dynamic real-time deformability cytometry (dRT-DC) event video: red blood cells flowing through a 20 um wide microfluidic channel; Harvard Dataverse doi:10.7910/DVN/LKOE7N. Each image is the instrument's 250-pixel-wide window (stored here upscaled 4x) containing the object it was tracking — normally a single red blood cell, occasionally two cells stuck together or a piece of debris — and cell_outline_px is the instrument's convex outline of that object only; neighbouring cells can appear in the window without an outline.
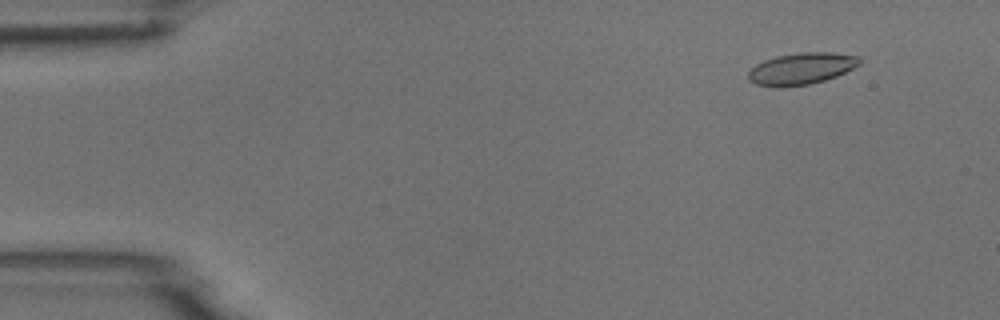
{"species": "common noctule bat (a hibernating species)", "species_latin": "Nyctalus noctula", "temperature_condition": "room temperature", "stored_images_in_passage": 5, "camera_frame_rate_fps": 3000, "um_per_image_px": 0.085, "animal": {"sex": "male", "body_mass_g": 18.8}, "frame": {"image": 1, "passage_image": 2, "time_ms": 1.0, "image_size_px": [1000, 320], "cell_outline_px": [[860, 64], [836, 76], [812, 84], [756, 84], [748, 80], [748, 72], [756, 64], [764, 60], [776, 56], [800, 52], [832, 52], [860, 56]], "centroid_in_image_um": [68.16, 5.78], "position_along_channel_um": 16.8, "area_um2": 19.88}}
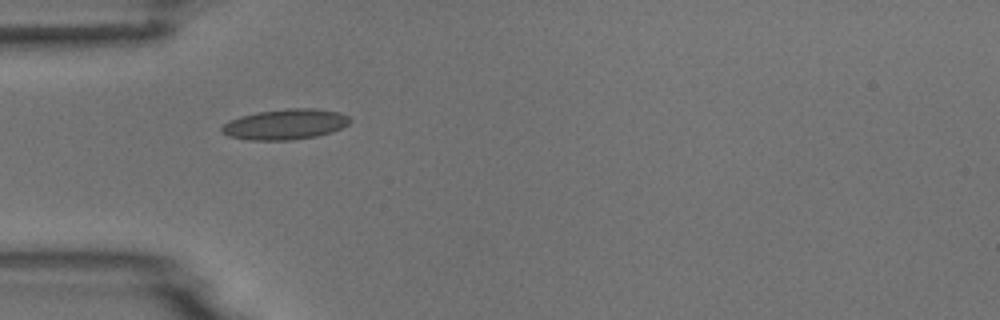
{"frame": {"image": 2, "passage_image": 5, "time_ms": 4.667, "image_size_px": [1000, 320], "cell_outline_px": [[352, 120], [348, 124], [332, 132], [316, 136], [292, 140], [248, 140], [228, 136], [220, 132], [220, 128], [224, 124], [240, 116], [256, 112], [288, 108], [316, 108], [340, 112], [348, 116]], "centroid_in_image_um": [24.25, 10.56], "position_along_channel_um": 60.8, "area_um2": 22.89}}